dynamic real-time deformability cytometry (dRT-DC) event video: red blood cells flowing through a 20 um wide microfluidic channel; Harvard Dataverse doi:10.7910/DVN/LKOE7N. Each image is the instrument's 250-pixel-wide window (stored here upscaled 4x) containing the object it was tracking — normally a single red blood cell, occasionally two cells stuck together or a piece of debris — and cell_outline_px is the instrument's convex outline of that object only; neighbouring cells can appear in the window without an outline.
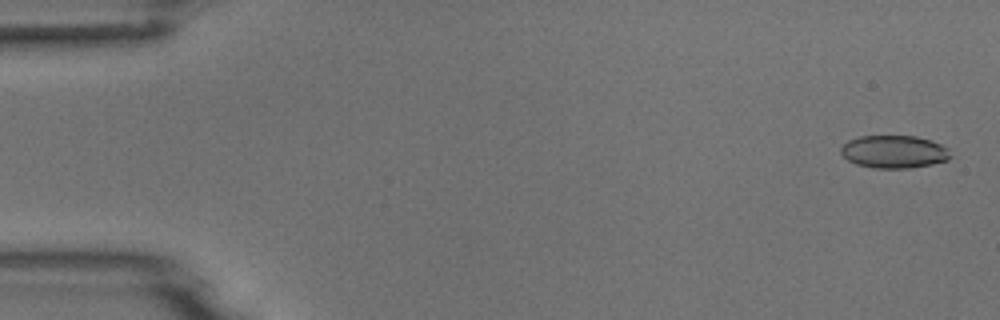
{"species": "common noctule bat (a hibernating species)", "species_latin": "Nyctalus noctula", "temperature_condition": "room temperature", "stored_images_in_passage": 5, "camera_frame_rate_fps": 3000, "um_per_image_px": 0.085, "animal": {"sex": "male", "body_mass_g": 18.8}, "frame": {"image": 1, "passage_image": 1, "time_ms": 0.0, "image_size_px": [1000, 320], "cell_outline_px": [[952, 156], [948, 160], [932, 164], [912, 168], [872, 168], [856, 164], [848, 160], [840, 152], [840, 148], [848, 140], [860, 136], [916, 136], [932, 140], [948, 148]], "centroid_in_image_um": [76.01, 12.9], "position_along_channel_um": 9.0, "area_um2": 21.1}}
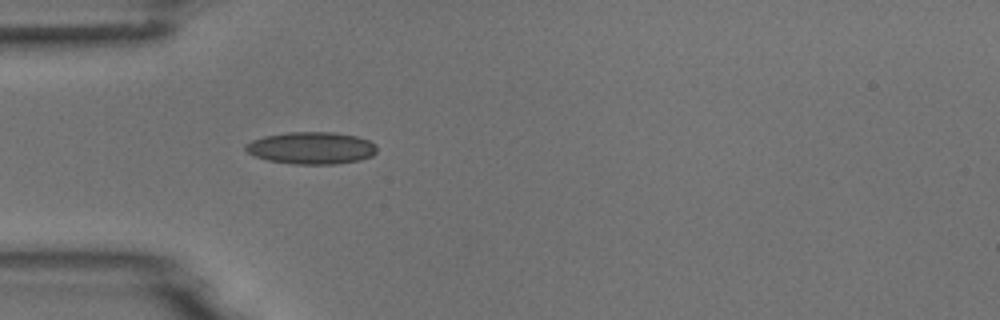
{"frame": {"image": 2, "passage_image": 5, "time_ms": 4.667, "image_size_px": [1000, 320], "cell_outline_px": [[376, 152], [372, 156], [360, 160], [336, 164], [292, 164], [268, 160], [256, 156], [248, 152], [244, 148], [244, 144], [252, 140], [264, 136], [288, 132], [332, 132], [356, 136], [368, 140], [376, 144]], "centroid_in_image_um": [26.47, 12.58], "position_along_channel_um": 58.5, "area_um2": 24.62}}